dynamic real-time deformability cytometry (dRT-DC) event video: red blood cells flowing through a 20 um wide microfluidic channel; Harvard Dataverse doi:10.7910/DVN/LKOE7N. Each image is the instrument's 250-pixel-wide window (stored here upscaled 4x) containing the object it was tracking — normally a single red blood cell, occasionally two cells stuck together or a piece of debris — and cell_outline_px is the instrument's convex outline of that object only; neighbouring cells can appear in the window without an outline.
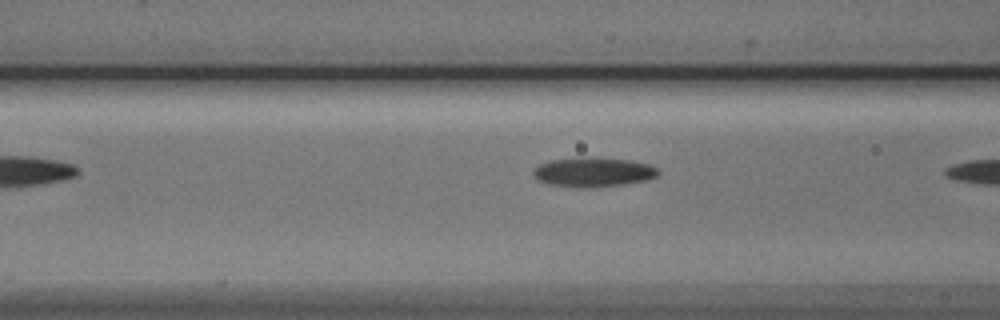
{"species": "Egyptian fruit bat (a non-hibernating species)", "species_latin": "Rousettus aegyptiacus", "temperature_condition": "cold", "stored_images_in_passage": 5, "camera_frame_rate_fps": 3000, "um_per_image_px": 0.085, "animal": {"sex": "male"}, "frame": {"image": 1, "passage_image": 4, "time_ms": 1.0, "image_size_px": [1000, 320], "cell_outline_px": [[660, 172], [656, 176], [648, 180], [624, 184], [548, 184], [536, 180], [532, 172], [540, 164], [552, 160], [628, 160], [648, 164], [656, 168]], "centroid_in_image_um": [50.47, 14.63], "position_along_channel_um": 116.1, "area_um2": 19.25}}